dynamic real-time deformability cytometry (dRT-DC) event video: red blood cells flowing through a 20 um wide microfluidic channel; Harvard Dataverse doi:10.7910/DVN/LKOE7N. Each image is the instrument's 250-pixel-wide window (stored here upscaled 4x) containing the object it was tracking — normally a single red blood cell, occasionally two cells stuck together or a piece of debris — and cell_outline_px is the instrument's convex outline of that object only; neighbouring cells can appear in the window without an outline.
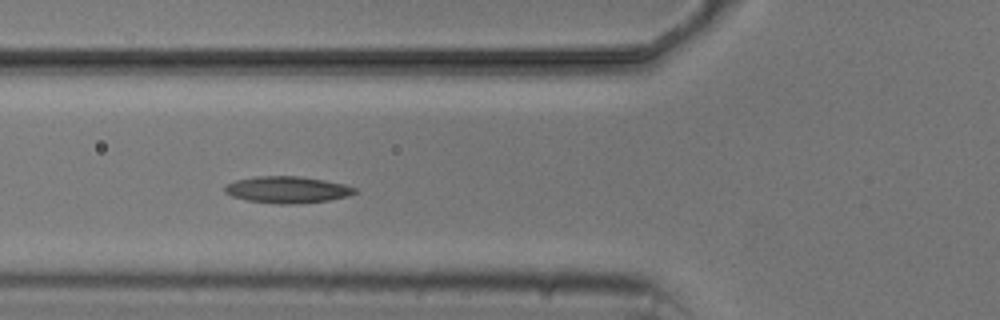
{"species": "common noctule bat (a hibernating species)", "species_latin": "Nyctalus noctula", "temperature_condition": "cold", "stored_images_in_passage": 7, "camera_frame_rate_fps": 3000, "um_per_image_px": 0.085, "animal": {"sex": "male", "body_mass_g": 20.5, "forearm_length_mm": 52.5}, "frame": {"image": 1, "passage_image": 6, "time_ms": 5.667, "image_size_px": [1000, 320], "cell_outline_px": [[360, 192], [348, 196], [328, 200], [292, 204], [280, 204], [248, 200], [232, 196], [224, 192], [224, 188], [228, 184], [236, 180], [256, 176], [296, 176], [324, 180], [344, 184], [356, 188]], "centroid_in_image_um": [24.45, 16.12], "position_along_channel_um": 101.4, "area_um2": 20.06}}
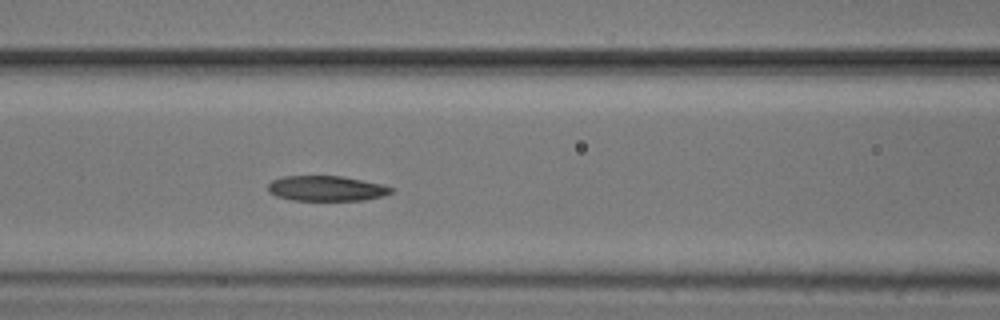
{"frame": {"image": 2, "passage_image": 7, "time_ms": 6.667, "image_size_px": [1000, 320], "cell_outline_px": [[392, 192], [384, 196], [364, 200], [292, 200], [276, 196], [268, 192], [268, 184], [272, 180], [284, 176], [340, 176], [380, 184], [392, 188]], "centroid_in_image_um": [27.7, 16.02], "position_along_channel_um": 138.9, "area_um2": 17.92}}